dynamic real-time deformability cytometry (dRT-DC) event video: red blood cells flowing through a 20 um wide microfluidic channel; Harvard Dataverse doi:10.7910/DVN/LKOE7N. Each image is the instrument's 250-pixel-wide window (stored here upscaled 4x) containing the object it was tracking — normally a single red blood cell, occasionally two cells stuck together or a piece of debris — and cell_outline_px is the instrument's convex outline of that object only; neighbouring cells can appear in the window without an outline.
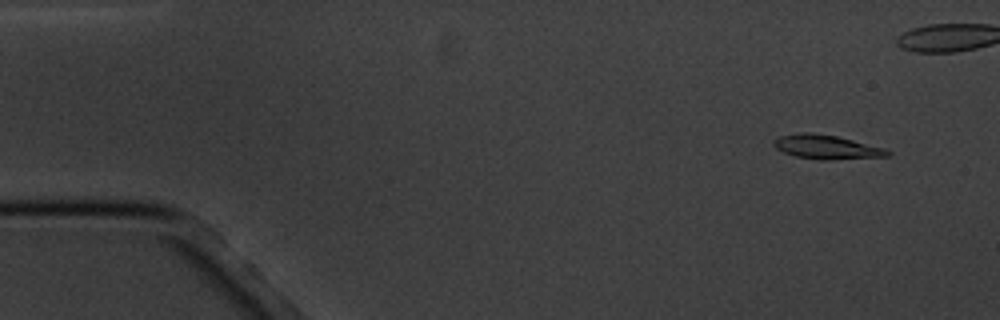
{"species": "common noctule bat (a hibernating species)", "species_latin": "Nyctalus noctula", "temperature_condition": "cold", "stored_images_in_passage": 6, "camera_frame_rate_fps": 3000, "um_per_image_px": 0.085, "animal": {"sex": "male", "body_mass_g": 20.1, "forearm_length_mm": 53.5}, "frame": {"image": 1, "passage_image": 2, "time_ms": 1.0, "image_size_px": [1000, 320], "cell_outline_px": [[892, 152], [888, 156], [828, 160], [820, 160], [796, 156], [784, 152], [776, 148], [772, 144], [772, 140], [780, 136], [800, 132], [812, 132], [836, 136], [884, 148]], "centroid_in_image_um": [70.22, 12.49], "position_along_channel_um": 14.8, "area_um2": 15.9}}